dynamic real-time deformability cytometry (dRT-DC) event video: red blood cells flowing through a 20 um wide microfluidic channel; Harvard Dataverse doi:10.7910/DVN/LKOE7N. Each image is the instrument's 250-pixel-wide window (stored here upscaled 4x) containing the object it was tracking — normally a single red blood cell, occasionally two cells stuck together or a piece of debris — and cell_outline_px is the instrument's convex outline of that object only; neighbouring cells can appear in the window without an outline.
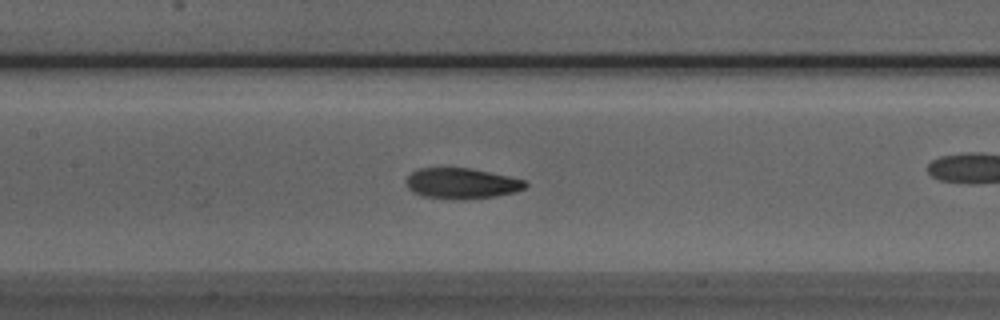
{"species": "Egyptian fruit bat (a non-hibernating species)", "species_latin": "Rousettus aegyptiacus", "temperature_condition": "room temperature", "stored_images_in_passage": 35, "camera_frame_rate_fps": 3000, "um_per_image_px": 0.085, "animal": {"sex": "male"}, "frame": {"image": 1, "passage_image": 10, "time_ms": 3.0, "image_size_px": [1000, 320], "cell_outline_px": [[528, 184], [524, 188], [516, 192], [496, 196], [464, 200], [452, 200], [424, 196], [412, 192], [408, 188], [404, 180], [416, 168], [472, 168], [508, 176], [524, 180]], "centroid_in_image_um": [39.21, 15.6], "position_along_channel_um": 168.2, "area_um2": 21.56}}
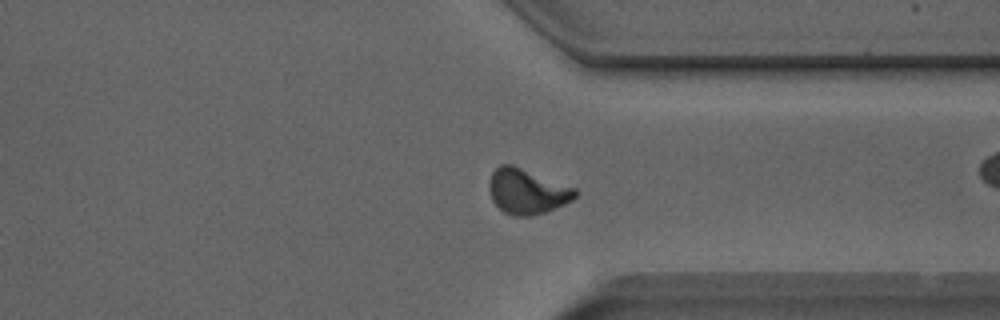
{"frame": {"image": 2, "passage_image": 25, "time_ms": 8.0, "image_size_px": [1000, 320], "cell_outline_px": [[580, 192], [572, 200], [544, 212], [532, 216], [516, 216], [504, 212], [492, 200], [488, 188], [488, 184], [492, 172], [500, 164], [512, 164], [576, 188]], "centroid_in_image_um": [44.79, 16.25], "position_along_channel_um": 366.6, "area_um2": 22.6}, "authors_computed_cell_mechanics": {"area_um2": 21.8484, "velocity_mm_per_s": 3.9972, "shape_relaxation_time_tau1_ms": 3.2194, "shape_relaxation_time_tau2_ms": 2.6287, "deformation_change_tau1": 0.1363, "deformation_change_tau2": 0.0732}}